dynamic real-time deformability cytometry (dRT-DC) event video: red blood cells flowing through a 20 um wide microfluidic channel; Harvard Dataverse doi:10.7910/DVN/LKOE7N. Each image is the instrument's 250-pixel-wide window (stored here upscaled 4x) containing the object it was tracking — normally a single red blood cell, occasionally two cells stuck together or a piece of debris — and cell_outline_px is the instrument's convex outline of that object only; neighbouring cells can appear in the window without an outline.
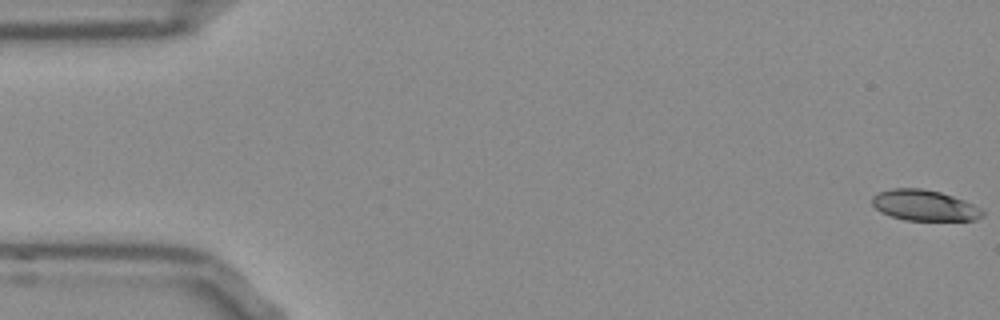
{"species": "Egyptian fruit bat (a non-hibernating species)", "species_latin": "Rousettus aegyptiacus", "temperature_condition": "room temperature", "stored_images_in_passage": 53, "camera_frame_rate_fps": 3000, "um_per_image_px": 0.085, "frame": {"image": 1, "passage_image": 1, "time_ms": 0.0, "image_size_px": [1000, 320], "cell_outline_px": [[984, 216], [976, 220], [904, 220], [880, 212], [872, 204], [872, 196], [880, 192], [892, 188], [920, 188], [940, 192], [964, 200], [980, 208], [984, 212]], "centroid_in_image_um": [78.57, 17.46], "position_along_channel_um": 6.4, "area_um2": 19.71}}
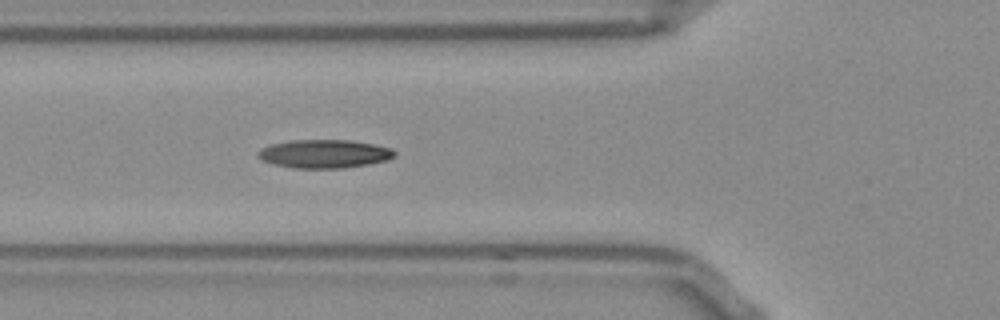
{"frame": {"image": 2, "passage_image": 19, "time_ms": 6.0, "image_size_px": [1000, 320], "cell_outline_px": [[396, 156], [388, 160], [368, 164], [344, 168], [292, 168], [272, 164], [260, 160], [256, 156], [256, 152], [260, 148], [272, 144], [292, 140], [348, 140], [372, 144], [392, 148], [396, 152]], "centroid_in_image_um": [27.53, 13.08], "position_along_channel_um": 98.3, "area_um2": 22.83}}
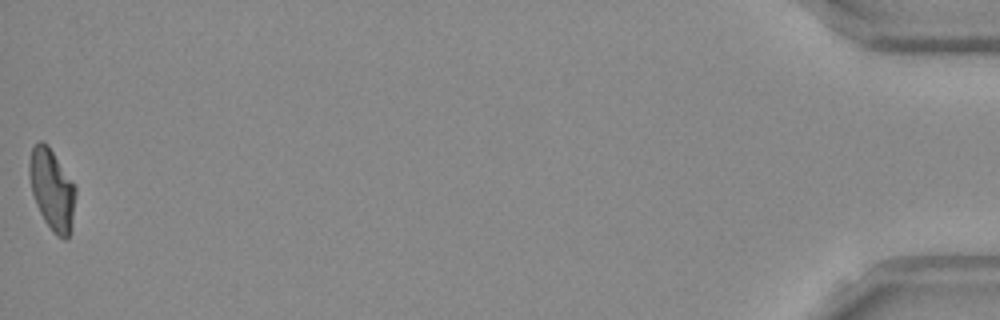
{"frame": {"image": 3, "passage_image": 53, "time_ms": 17.333, "image_size_px": [1000, 320], "cell_outline_px": [[76, 192], [72, 216], [68, 236], [64, 240], [56, 236], [52, 232], [44, 220], [36, 204], [32, 192], [28, 172], [28, 164], [32, 148], [40, 140], [48, 144], [76, 188]], "centroid_in_image_um": [4.39, 16.09], "position_along_channel_um": 430.8, "area_um2": 21.5}, "authors_computed_cell_mechanics": {"area_um2": 21.6172, "velocity_mm_per_s": 3.8399, "shape_relaxation_time_tau1_ms": 5.6412, "shape_relaxation_time_tau2_ms": 4.7604, "deformation_change_tau1": 0.1929, "deformation_change_tau2": 0.1121}}